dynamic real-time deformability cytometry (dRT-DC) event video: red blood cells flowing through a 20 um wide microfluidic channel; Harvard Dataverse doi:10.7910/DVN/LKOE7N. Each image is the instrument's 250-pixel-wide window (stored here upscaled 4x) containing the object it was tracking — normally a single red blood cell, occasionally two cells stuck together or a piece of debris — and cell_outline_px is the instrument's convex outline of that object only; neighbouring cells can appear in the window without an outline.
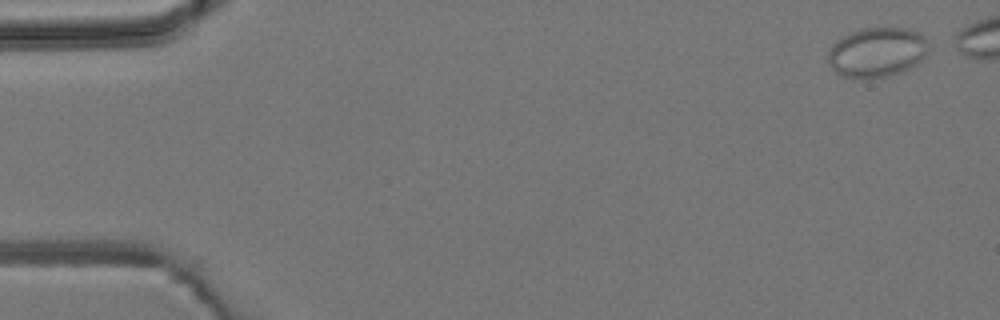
{"species": "common noctule bat (a hibernating species)", "species_latin": "Nyctalus noctula", "temperature_condition": "room temperature", "stored_images_in_passage": 6, "camera_frame_rate_fps": 3000, "um_per_image_px": 0.085, "animal": {"sex": "male", "body_mass_g": 19.2, "forearm_length_mm": 51.8}, "frame": {"image": 1, "passage_image": 6, "time_ms": 6.0, "image_size_px": [1000, 320], "cell_outline_px": [[928, 48], [924, 56], [916, 64], [900, 72], [888, 76], [844, 76], [836, 72], [832, 68], [828, 60], [828, 52], [832, 44], [840, 36], [864, 28], [880, 24], [904, 28], [920, 32], [924, 36]], "centroid_in_image_um": [74.54, 4.36], "position_along_channel_um": 10.5, "area_um2": 29.13}}